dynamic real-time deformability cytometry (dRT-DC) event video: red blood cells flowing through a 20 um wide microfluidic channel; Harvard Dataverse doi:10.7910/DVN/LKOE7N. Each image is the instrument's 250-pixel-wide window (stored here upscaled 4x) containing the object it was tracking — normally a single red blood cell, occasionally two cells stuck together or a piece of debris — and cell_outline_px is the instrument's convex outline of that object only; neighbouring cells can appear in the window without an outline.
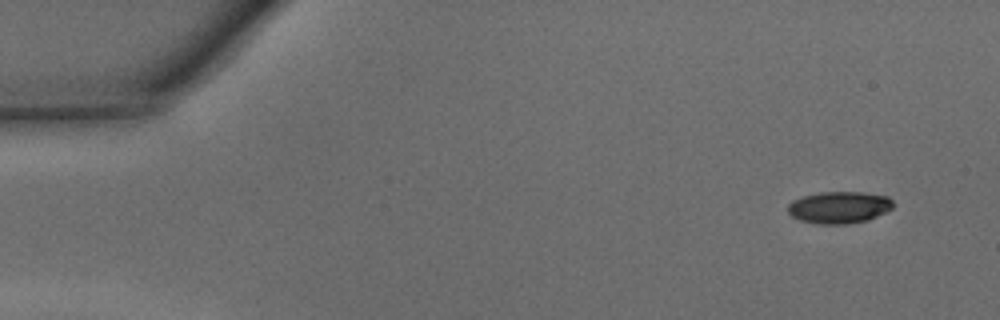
{"species": "common noctule bat (a hibernating species)", "species_latin": "Nyctalus noctula", "temperature_condition": "warm", "stored_images_in_passage": 18, "camera_frame_rate_fps": 3000, "um_per_image_px": 0.085, "animal": {"sex": "male", "body_mass_g": 15.6}, "frame": {"image": 1, "passage_image": 1, "time_ms": 0.0, "image_size_px": [1000, 320], "cell_outline_px": [[892, 208], [868, 220], [848, 224], [820, 224], [800, 220], [792, 216], [788, 212], [788, 204], [792, 200], [804, 196], [820, 192], [864, 192], [888, 196], [892, 200]], "centroid_in_image_um": [71.32, 17.62], "position_along_channel_um": 13.7, "area_um2": 19.54}}
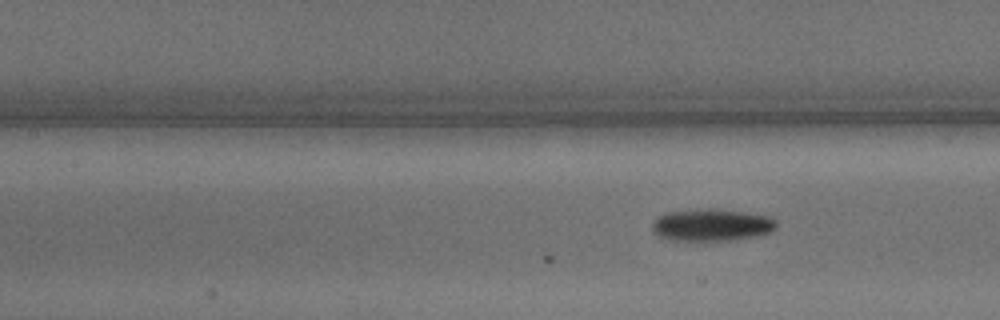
{"frame": {"image": 2, "passage_image": 18, "time_ms": 5.667, "image_size_px": [1000, 320], "cell_outline_px": [[776, 224], [768, 232], [752, 236], [728, 240], [668, 240], [652, 232], [652, 224], [660, 216], [668, 212], [744, 212], [768, 216]], "centroid_in_image_um": [60.42, 19.18], "position_along_channel_um": 147.0, "area_um2": 21.5}}